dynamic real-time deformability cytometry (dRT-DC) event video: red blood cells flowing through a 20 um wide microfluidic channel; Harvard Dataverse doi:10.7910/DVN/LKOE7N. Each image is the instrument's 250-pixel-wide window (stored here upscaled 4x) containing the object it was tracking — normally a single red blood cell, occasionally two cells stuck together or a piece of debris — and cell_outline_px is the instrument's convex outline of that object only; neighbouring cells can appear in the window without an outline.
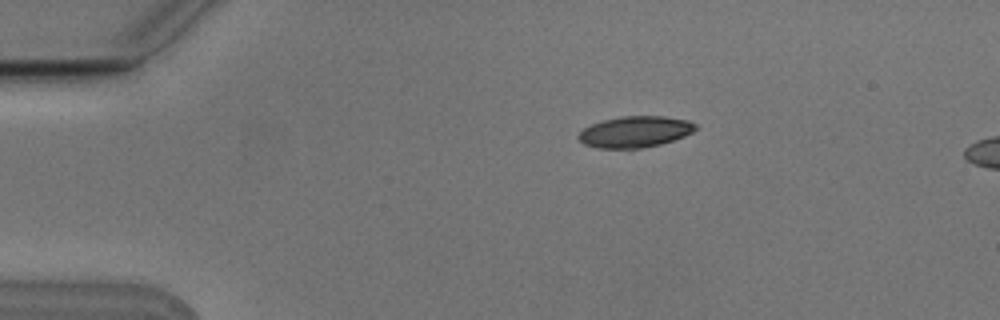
{"species": "Egyptian fruit bat (a non-hibernating species)", "species_latin": "Rousettus aegyptiacus", "temperature_condition": "cold", "stored_images_in_passage": 5, "camera_frame_rate_fps": 3000, "um_per_image_px": 0.085, "animal": {"sex": "male"}, "frame": {"image": 1, "passage_image": 1, "time_ms": 0.0, "image_size_px": [1000, 320], "cell_outline_px": [[696, 128], [692, 132], [684, 136], [660, 144], [640, 148], [600, 148], [584, 144], [576, 136], [584, 128], [592, 124], [604, 120], [620, 116], [664, 116], [688, 120], [696, 124]], "centroid_in_image_um": [53.97, 11.19], "position_along_channel_um": 31.0, "area_um2": 21.1}}
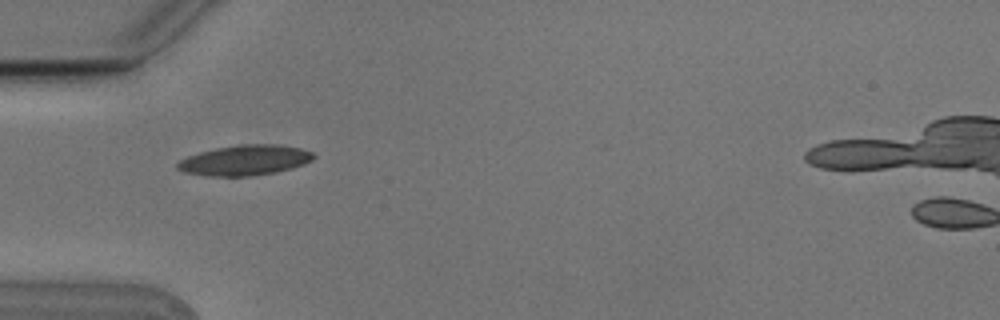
{"frame": {"image": 2, "passage_image": 3, "time_ms": 0.667, "image_size_px": [1000, 320], "cell_outline_px": [[316, 156], [312, 160], [304, 164], [292, 168], [276, 172], [252, 176], [208, 176], [184, 172], [176, 168], [176, 164], [180, 160], [188, 156], [200, 152], [216, 148], [240, 144], [276, 144], [300, 148], [312, 152]], "centroid_in_image_um": [20.82, 13.62], "position_along_channel_um": 64.2, "area_um2": 24.04}}